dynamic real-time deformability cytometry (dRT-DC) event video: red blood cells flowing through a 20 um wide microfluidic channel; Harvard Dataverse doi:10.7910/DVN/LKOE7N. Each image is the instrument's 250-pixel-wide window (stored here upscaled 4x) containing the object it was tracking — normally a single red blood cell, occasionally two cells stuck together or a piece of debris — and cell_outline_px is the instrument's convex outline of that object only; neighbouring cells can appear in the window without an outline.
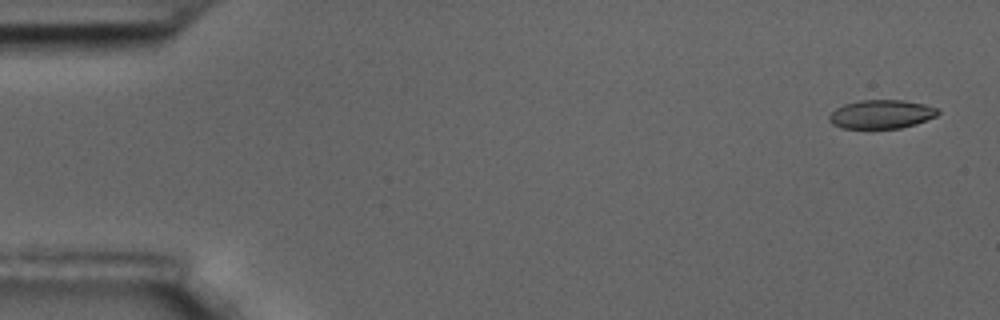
{"species": "common noctule bat (a hibernating species)", "species_latin": "Nyctalus noctula", "temperature_condition": "room temperature", "stored_images_in_passage": 5, "camera_frame_rate_fps": 3000, "um_per_image_px": 0.085, "animal": {"sex": "male", "body_mass_g": 17.5, "forearm_length_mm": 52.3}, "frame": {"image": 1, "passage_image": 1, "time_ms": 0.0, "image_size_px": [1000, 320], "cell_outline_px": [[940, 112], [936, 116], [916, 124], [900, 128], [844, 128], [832, 124], [828, 120], [828, 116], [836, 108], [844, 104], [860, 100], [904, 100], [924, 104], [936, 108]], "centroid_in_image_um": [74.9, 9.7], "position_along_channel_um": 10.1, "area_um2": 18.15}}
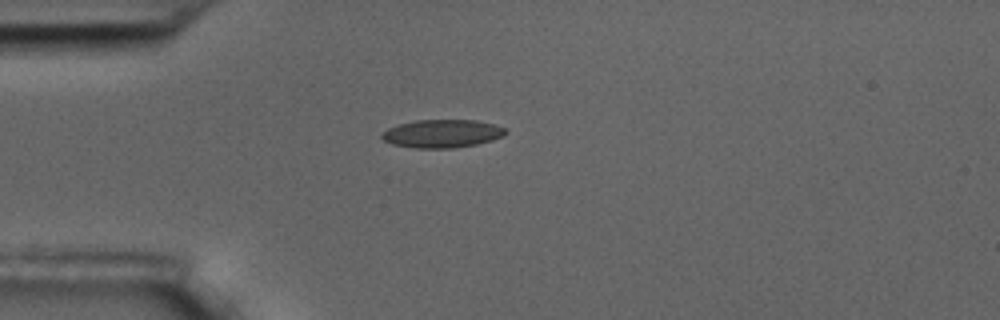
{"frame": {"image": 2, "passage_image": 5, "time_ms": 1.333, "image_size_px": [1000, 320], "cell_outline_px": [[508, 132], [504, 136], [492, 140], [476, 144], [452, 148], [416, 148], [392, 144], [384, 140], [380, 136], [388, 128], [400, 124], [416, 120], [476, 120], [508, 128]], "centroid_in_image_um": [37.62, 11.35], "position_along_channel_um": 47.4, "area_um2": 20.23}}